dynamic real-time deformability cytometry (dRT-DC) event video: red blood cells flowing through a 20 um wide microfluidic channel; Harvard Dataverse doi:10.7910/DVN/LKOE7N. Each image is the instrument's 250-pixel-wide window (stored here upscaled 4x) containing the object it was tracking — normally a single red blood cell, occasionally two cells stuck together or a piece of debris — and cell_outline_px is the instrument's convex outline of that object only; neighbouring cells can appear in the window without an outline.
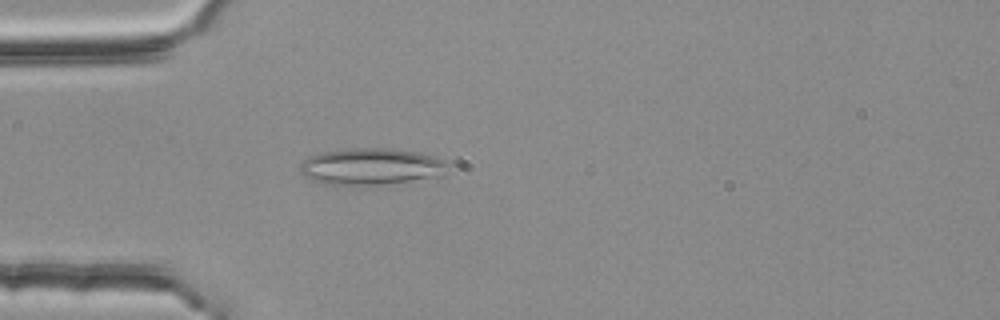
{"species": "common noctule bat (a hibernating species)", "species_latin": "Nyctalus noctula", "temperature_condition": "room temperature", "stored_images_in_passage": 44, "camera_frame_rate_fps": 3000, "um_per_image_px": 0.085, "animal": {"sex": "female", "body_mass_g": 25.1}, "frame": {"image": 1, "passage_image": 5, "time_ms": 1.333, "image_size_px": [1000, 320], "cell_outline_px": [[448, 164], [444, 176], [376, 188], [352, 188], [324, 184], [300, 172], [300, 164], [304, 160], [320, 152], [356, 148], [388, 148], [420, 152], [436, 156], [444, 160]], "centroid_in_image_um": [31.63, 14.22], "position_along_channel_um": 53.4, "area_um2": 33.18}}
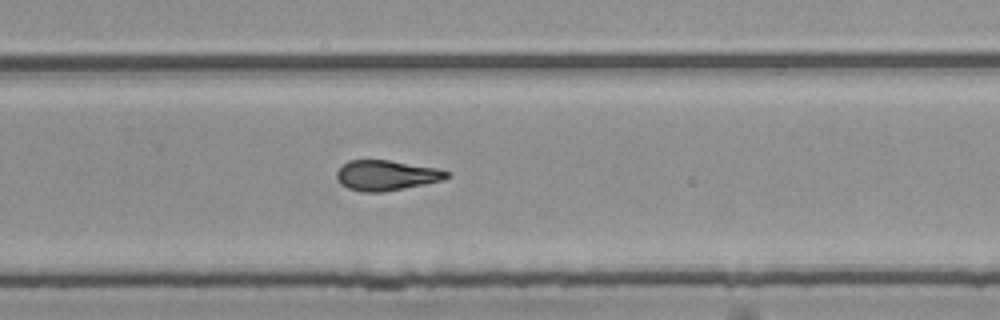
{"frame": {"image": 2, "passage_image": 25, "time_ms": 8.0, "image_size_px": [1000, 320], "cell_outline_px": [[452, 176], [444, 180], [384, 192], [364, 192], [348, 188], [340, 184], [336, 176], [336, 172], [348, 160], [388, 160], [440, 168], [452, 172]], "centroid_in_image_um": [32.9, 14.9], "position_along_channel_um": 296.9, "area_um2": 19.59}}
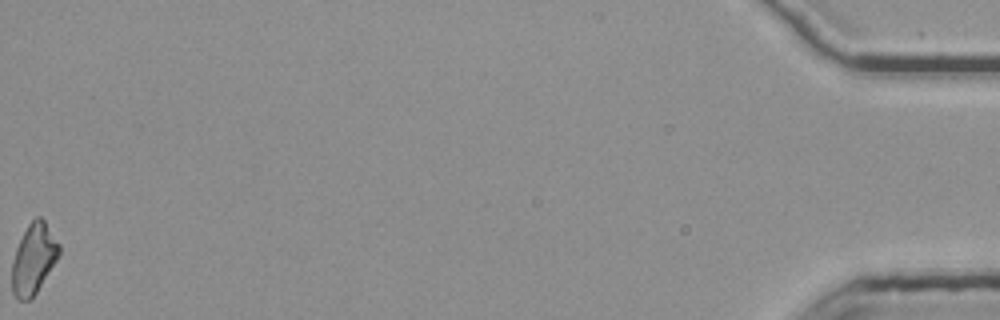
{"frame": {"image": 3, "passage_image": 44, "time_ms": 14.333, "image_size_px": [1000, 320], "cell_outline_px": [[60, 252], [56, 260], [32, 300], [20, 300], [12, 292], [12, 260], [16, 248], [28, 224], [36, 216], [40, 216], [44, 220], [60, 244]], "centroid_in_image_um": [2.85, 22.0], "position_along_channel_um": 432.3, "area_um2": 19.19}, "authors_computed_cell_mechanics": {"area_um2": 19.4497, "velocity_mm_per_s": 3.7714, "shape_relaxation_time_tau1_ms": null, "shape_relaxation_time_tau2_ms": 3.12, "deformation_change_tau1": null, "deformation_change_tau2": 0.1214}}